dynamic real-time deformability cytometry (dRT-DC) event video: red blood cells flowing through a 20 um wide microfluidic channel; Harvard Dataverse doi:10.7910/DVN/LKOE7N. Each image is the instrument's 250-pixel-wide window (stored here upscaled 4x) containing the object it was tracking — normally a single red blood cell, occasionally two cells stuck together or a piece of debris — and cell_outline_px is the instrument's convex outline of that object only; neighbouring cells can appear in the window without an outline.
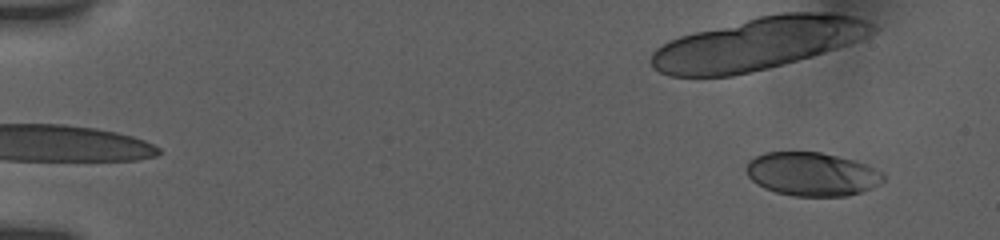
{"species": "human", "species_latin": "Homo sapiens", "temperature_condition": "room temperature", "stored_images_in_passage": 22, "camera_frame_rate_fps": 3000, "um_per_image_px": 0.085, "donor": {"sex": "female"}, "frame": {"image": 1, "passage_image": 4, "time_ms": 1.0, "image_size_px": [1000, 240], "cell_outline_px": [[884, 180], [880, 184], [872, 188], [848, 196], [792, 196], [776, 192], [764, 188], [756, 184], [748, 176], [744, 168], [748, 160], [764, 152], [820, 152], [856, 160], [884, 172]], "centroid_in_image_um": [69.01, 14.8], "position_along_channel_um": 16.0, "area_um2": 35.2}}